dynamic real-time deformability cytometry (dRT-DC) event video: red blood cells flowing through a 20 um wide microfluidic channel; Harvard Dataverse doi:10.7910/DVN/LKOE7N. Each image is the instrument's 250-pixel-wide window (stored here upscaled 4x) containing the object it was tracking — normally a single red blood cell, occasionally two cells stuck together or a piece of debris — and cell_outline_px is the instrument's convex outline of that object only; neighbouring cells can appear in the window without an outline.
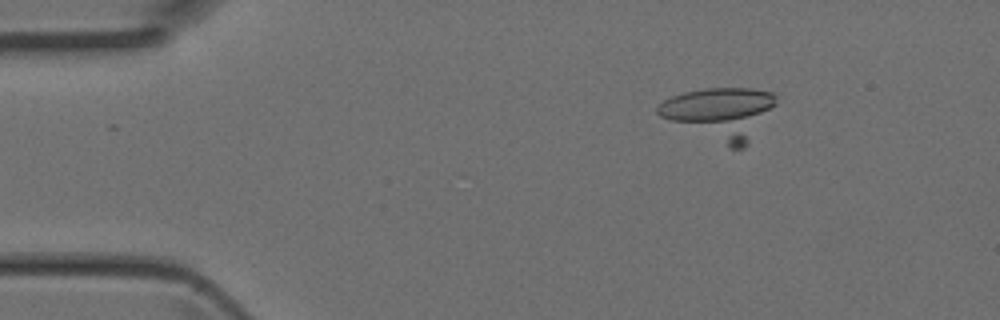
{"species": "Egyptian fruit bat (a non-hibernating species)", "species_latin": "Rousettus aegyptiacus", "temperature_condition": "room temperature", "stored_images_in_passage": 3, "camera_frame_rate_fps": 3000, "um_per_image_px": 0.085, "animal": {"sex": "female"}, "frame": {"image": 1, "passage_image": 2, "time_ms": 0.333, "image_size_px": [1000, 320], "cell_outline_px": [[776, 104], [748, 144], [744, 148], [732, 148], [660, 116], [656, 112], [656, 108], [664, 100], [672, 96], [684, 92], [708, 88], [752, 88], [772, 92], [776, 96]], "centroid_in_image_um": [61.26, 9.6], "position_along_channel_um": 23.7, "area_um2": 34.97}}